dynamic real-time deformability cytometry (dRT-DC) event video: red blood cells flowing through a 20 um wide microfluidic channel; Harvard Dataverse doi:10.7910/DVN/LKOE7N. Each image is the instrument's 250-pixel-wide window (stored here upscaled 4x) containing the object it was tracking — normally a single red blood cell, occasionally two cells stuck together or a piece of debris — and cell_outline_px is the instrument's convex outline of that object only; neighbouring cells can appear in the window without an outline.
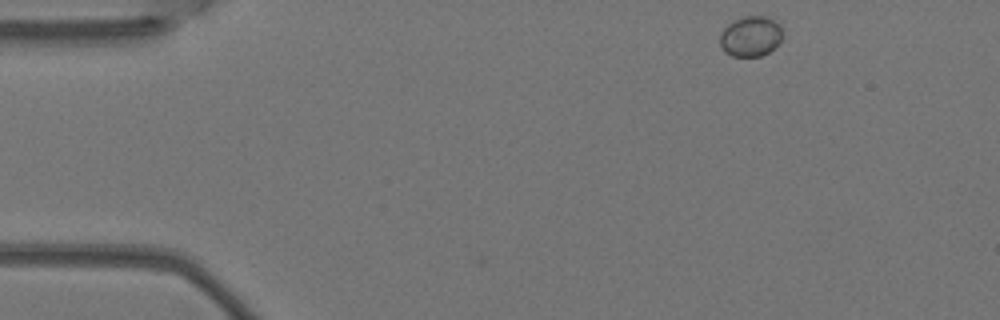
{"species": "Egyptian fruit bat (a non-hibernating species)", "species_latin": "Rousettus aegyptiacus", "temperature_condition": "warm", "stored_images_in_passage": 3, "camera_frame_rate_fps": 3000, "um_per_image_px": 0.085, "animal": {"sex": "female"}, "frame": {"image": 1, "passage_image": 1, "time_ms": 0.0, "image_size_px": [1000, 320], "cell_outline_px": [[780, 40], [768, 52], [760, 56], [732, 56], [724, 52], [720, 48], [720, 32], [732, 20], [744, 16], [768, 16], [776, 20], [780, 24]], "centroid_in_image_um": [63.75, 3.07], "position_along_channel_um": 21.2, "area_um2": 14.74}}